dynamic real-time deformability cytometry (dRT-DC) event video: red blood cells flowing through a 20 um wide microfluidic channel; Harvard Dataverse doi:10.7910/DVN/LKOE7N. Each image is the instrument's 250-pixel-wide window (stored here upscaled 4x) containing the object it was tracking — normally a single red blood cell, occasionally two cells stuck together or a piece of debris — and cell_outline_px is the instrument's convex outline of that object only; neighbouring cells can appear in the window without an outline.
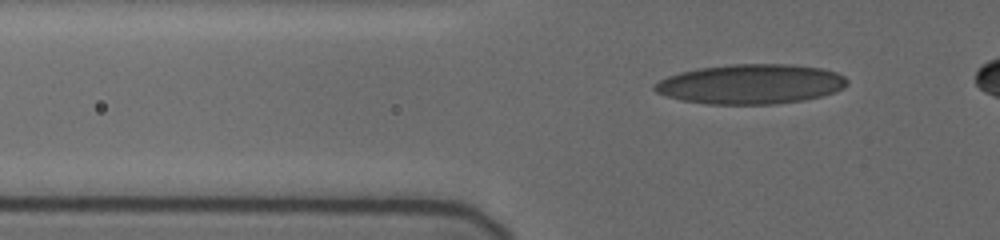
{"species": "human", "species_latin": "Homo sapiens", "temperature_condition": "cold", "stored_images_in_passage": 5, "camera_frame_rate_fps": 3000, "um_per_image_px": 0.085, "donor": {"sex": "female"}, "frame": {"image": 1, "passage_image": 5, "time_ms": 4.333, "image_size_px": [1000, 240], "cell_outline_px": [[848, 84], [844, 88], [820, 96], [800, 100], [776, 104], [708, 104], [684, 100], [668, 96], [656, 92], [652, 88], [660, 80], [668, 76], [680, 72], [700, 68], [732, 64], [792, 64], [824, 68], [836, 72], [844, 76], [848, 80]], "centroid_in_image_um": [63.85, 7.14], "position_along_channel_um": 62.0, "area_um2": 44.39}}